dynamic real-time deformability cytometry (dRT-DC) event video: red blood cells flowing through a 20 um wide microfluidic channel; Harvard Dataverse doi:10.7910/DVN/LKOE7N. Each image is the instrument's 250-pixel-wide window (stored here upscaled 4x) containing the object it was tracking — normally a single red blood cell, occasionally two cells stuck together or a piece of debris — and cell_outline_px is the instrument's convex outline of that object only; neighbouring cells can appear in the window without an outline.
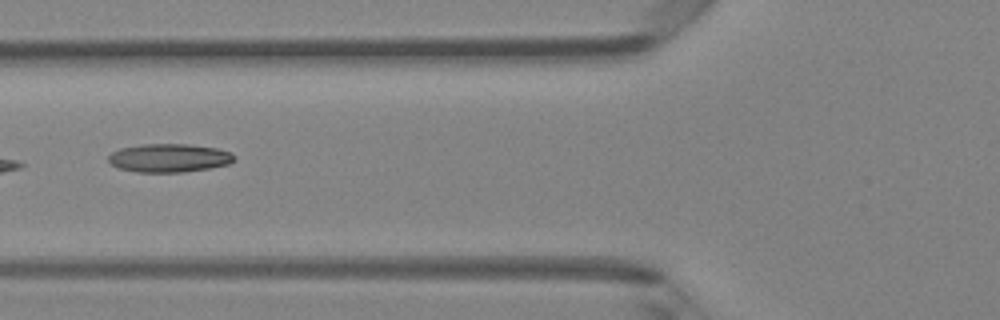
{"species": "Egyptian fruit bat (a non-hibernating species)", "species_latin": "Rousettus aegyptiacus", "temperature_condition": "room temperature", "stored_images_in_passage": 5, "camera_frame_rate_fps": 3000, "um_per_image_px": 0.085, "animal": {"sex": "female"}, "frame": {"image": 1, "passage_image": 4, "time_ms": 1.0, "image_size_px": [1000, 320], "cell_outline_px": [[236, 160], [228, 164], [212, 168], [184, 172], [136, 172], [116, 168], [108, 160], [108, 156], [112, 152], [120, 148], [144, 144], [188, 144], [216, 148], [228, 152], [236, 156]], "centroid_in_image_um": [14.37, 13.43], "position_along_channel_um": 111.4, "area_um2": 20.98}}
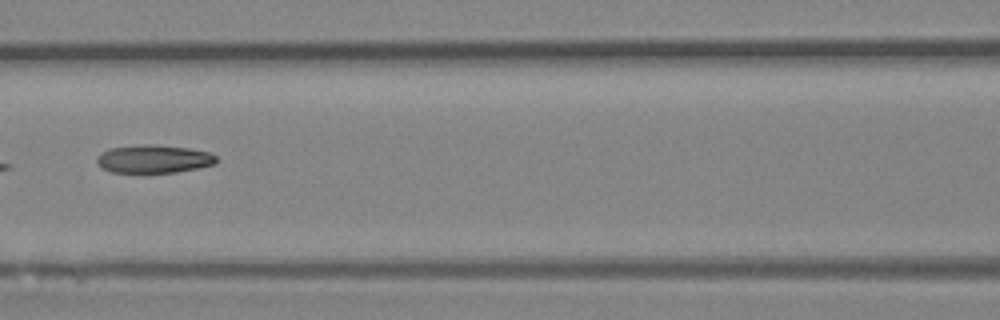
{"frame": {"image": 2, "passage_image": 5, "time_ms": 1.333, "image_size_px": [1000, 320], "cell_outline_px": [[216, 164], [176, 172], [112, 172], [104, 168], [96, 160], [96, 156], [100, 152], [108, 148], [144, 144], [152, 144], [188, 148], [208, 152], [216, 156]], "centroid_in_image_um": [13.05, 13.5], "position_along_channel_um": 153.6, "area_um2": 19.42}}